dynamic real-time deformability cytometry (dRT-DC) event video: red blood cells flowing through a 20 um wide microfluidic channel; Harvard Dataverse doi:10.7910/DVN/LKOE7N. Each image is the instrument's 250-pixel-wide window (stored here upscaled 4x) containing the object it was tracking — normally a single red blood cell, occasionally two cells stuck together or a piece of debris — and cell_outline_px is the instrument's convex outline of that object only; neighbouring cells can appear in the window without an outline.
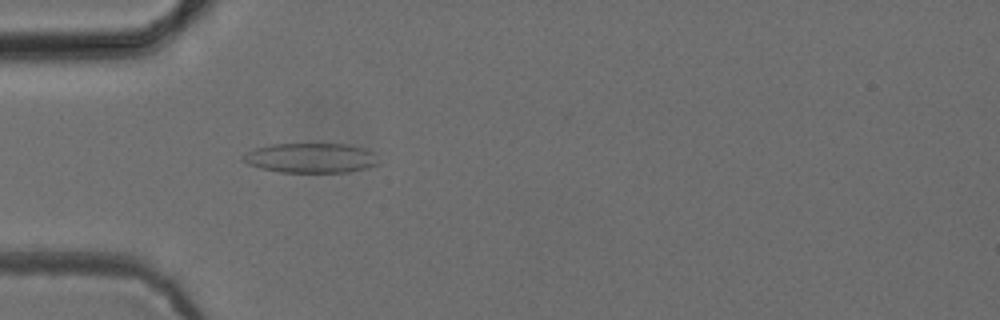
{"species": "common noctule bat (a hibernating species)", "species_latin": "Nyctalus noctula", "temperature_condition": "cold", "stored_images_in_passage": 41, "camera_frame_rate_fps": 3000, "um_per_image_px": 0.085, "animal": {"sex": "female", "body_mass_g": 24.6, "forearm_length_mm": 56.2}, "frame": {"image": 1, "passage_image": 5, "time_ms": 1.333, "image_size_px": [1000, 320], "cell_outline_px": [[380, 164], [348, 172], [280, 172], [260, 168], [248, 164], [240, 160], [240, 156], [256, 148], [272, 144], [348, 144], [364, 148], [372, 152]], "centroid_in_image_um": [26.39, 13.43], "position_along_channel_um": 58.6, "area_um2": 23.47}}
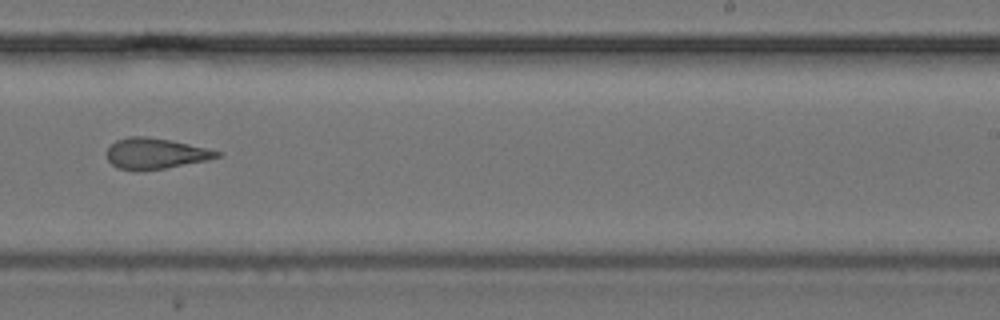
{"frame": {"image": 2, "passage_image": 22, "time_ms": 7.0, "image_size_px": [1000, 320], "cell_outline_px": [[224, 152], [220, 156], [208, 160], [144, 172], [136, 172], [116, 168], [108, 160], [108, 148], [116, 140], [128, 136], [144, 136], [172, 140], [208, 148]], "centroid_in_image_um": [13.22, 13.07], "position_along_channel_um": 275.8, "area_um2": 20.17}}
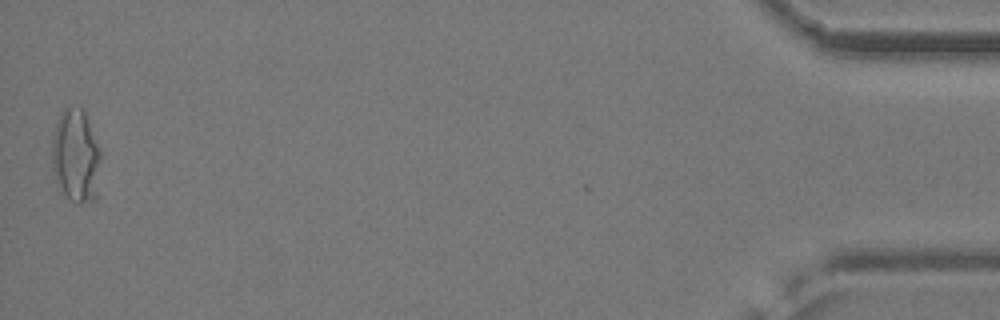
{"frame": {"image": 3, "passage_image": 41, "time_ms": 13.333, "image_size_px": [1000, 320], "cell_outline_px": [[100, 160], [96, 200], [80, 204], [68, 200], [64, 196], [52, 172], [52, 140], [56, 120], [64, 108], [80, 108], [84, 112], [100, 152]], "centroid_in_image_um": [6.41, 13.32], "position_along_channel_um": 428.8, "area_um2": 26.47}, "authors_computed_cell_mechanics": {"area_um2": 20.1722, "velocity_mm_per_s": 3.9039, "shape_relaxation_time_tau1_ms": null, "shape_relaxation_time_tau2_ms": 1.8158, "deformation_change_tau1": null, "deformation_change_tau2": 0.0946}}